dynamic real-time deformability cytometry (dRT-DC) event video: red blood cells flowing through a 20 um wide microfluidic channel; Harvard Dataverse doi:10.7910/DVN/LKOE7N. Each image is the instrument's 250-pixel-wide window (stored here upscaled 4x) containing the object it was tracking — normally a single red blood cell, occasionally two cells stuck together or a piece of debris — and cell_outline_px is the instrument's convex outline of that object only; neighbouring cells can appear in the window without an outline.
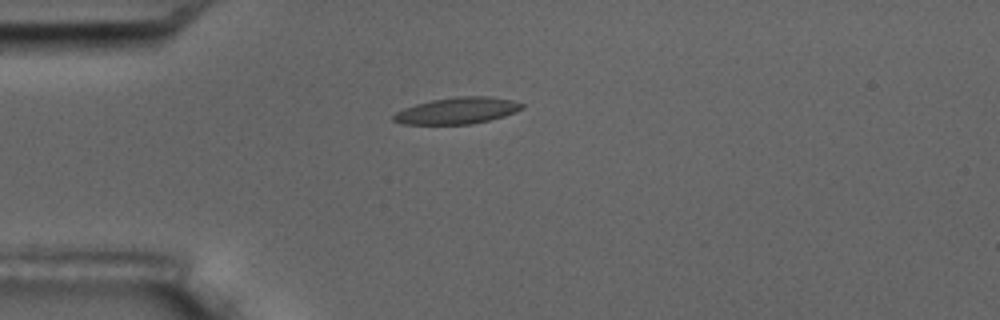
{"species": "common noctule bat (a hibernating species)", "species_latin": "Nyctalus noctula", "temperature_condition": "room temperature", "stored_images_in_passage": 15, "camera_frame_rate_fps": 3000, "um_per_image_px": 0.085, "animal": {"sex": "male", "body_mass_g": 17.5, "forearm_length_mm": 52.3}, "frame": {"image": 1, "passage_image": 3, "time_ms": 2.333, "image_size_px": [1000, 320], "cell_outline_px": [[524, 108], [516, 112], [504, 116], [472, 124], [404, 124], [392, 120], [392, 116], [396, 112], [404, 108], [416, 104], [432, 100], [456, 96], [488, 96], [512, 100], [524, 104]], "centroid_in_image_um": [38.88, 9.4], "position_along_channel_um": 46.1, "area_um2": 19.83}}
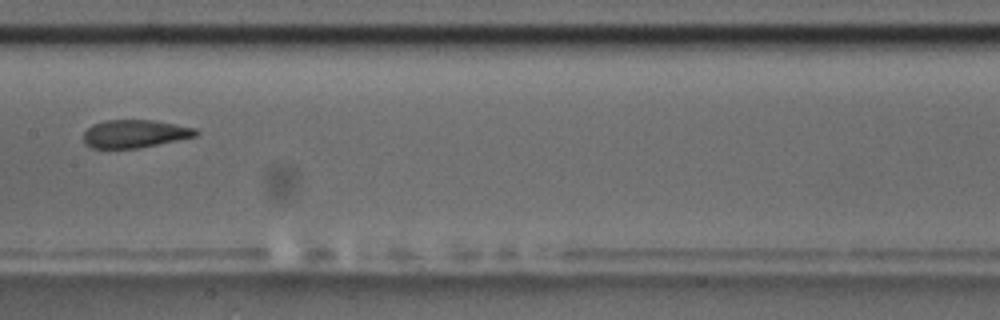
{"frame": {"image": 2, "passage_image": 7, "time_ms": 7.0, "image_size_px": [1000, 320], "cell_outline_px": [[200, 132], [196, 136], [136, 148], [92, 148], [84, 144], [84, 132], [92, 124], [104, 120], [152, 120], [196, 128]], "centroid_in_image_um": [11.43, 11.36], "position_along_channel_um": 196.0, "area_um2": 18.15}}
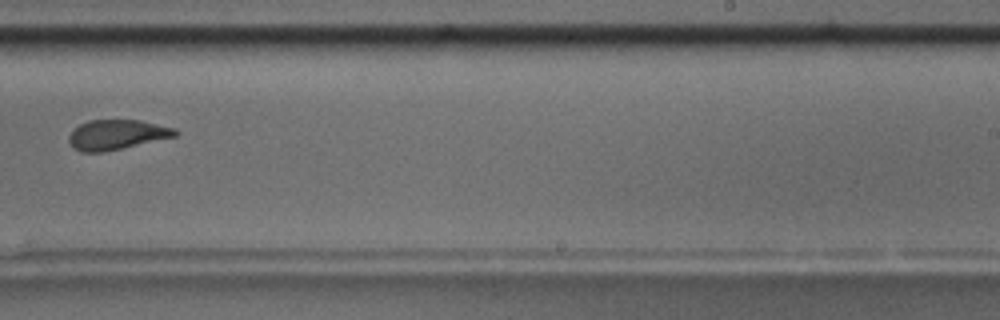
{"frame": {"image": 3, "passage_image": 9, "time_ms": 9.333, "image_size_px": [1000, 320], "cell_outline_px": [[180, 132], [176, 136], [104, 152], [80, 152], [72, 148], [68, 140], [68, 136], [72, 128], [88, 120], [140, 120], [176, 128]], "centroid_in_image_um": [9.89, 11.44], "position_along_channel_um": 279.1, "area_um2": 18.73}, "authors_computed_cell_mechanics": {"area_um2": 19.2474, "velocity_mm_per_s": 3.5784, "shape_relaxation_time_tau1_ms": null, "shape_relaxation_time_tau2_ms": 1.6313, "deformation_change_tau1": null, "deformation_change_tau2": 0.0953}}